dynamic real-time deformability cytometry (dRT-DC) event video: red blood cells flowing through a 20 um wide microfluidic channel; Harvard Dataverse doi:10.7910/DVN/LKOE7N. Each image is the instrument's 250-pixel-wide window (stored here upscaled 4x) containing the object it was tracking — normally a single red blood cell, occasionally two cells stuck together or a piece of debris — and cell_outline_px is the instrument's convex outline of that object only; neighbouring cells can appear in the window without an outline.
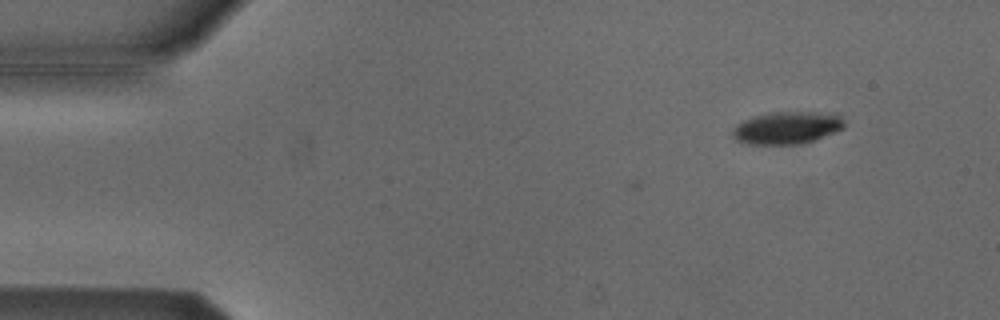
{"species": "Egyptian fruit bat (a non-hibernating species)", "species_latin": "Rousettus aegyptiacus", "temperature_condition": "cold", "stored_images_in_passage": 7, "camera_frame_rate_fps": 3000, "um_per_image_px": 0.085, "animal": {"sex": "male"}, "frame": {"image": 1, "passage_image": 3, "time_ms": 0.667, "image_size_px": [1000, 320], "cell_outline_px": [[844, 128], [812, 140], [800, 144], [744, 144], [736, 140], [732, 136], [732, 132], [744, 120], [756, 116], [776, 112], [836, 112], [844, 120]], "centroid_in_image_um": [66.93, 10.86], "position_along_channel_um": 18.1, "area_um2": 20.87}}